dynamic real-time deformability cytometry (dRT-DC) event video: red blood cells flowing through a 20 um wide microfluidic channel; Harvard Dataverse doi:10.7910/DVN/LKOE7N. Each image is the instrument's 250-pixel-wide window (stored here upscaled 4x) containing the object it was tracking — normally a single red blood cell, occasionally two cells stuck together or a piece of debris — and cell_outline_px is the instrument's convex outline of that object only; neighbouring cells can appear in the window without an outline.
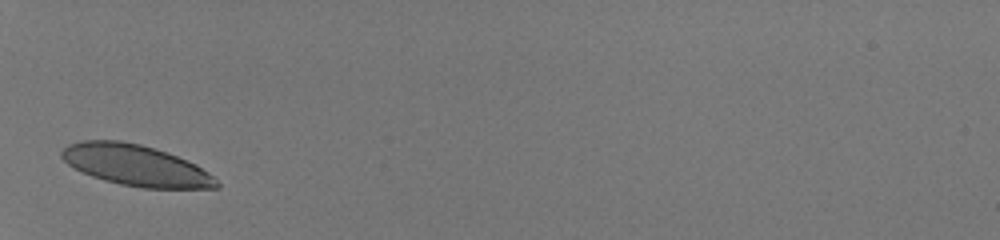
{"species": "human", "species_latin": "Homo sapiens", "temperature_condition": "room temperature", "stored_images_in_passage": 11, "camera_frame_rate_fps": 3000, "um_per_image_px": 0.085, "donor": {"sex": "male"}, "frame": {"image": 1, "passage_image": 1, "time_ms": 0.0, "image_size_px": [1000, 240], "cell_outline_px": [[220, 188], [144, 188], [120, 184], [104, 180], [92, 176], [68, 164], [60, 156], [60, 152], [68, 144], [80, 140], [120, 140], [140, 144], [176, 156], [196, 164], [208, 172], [220, 184]], "centroid_in_image_um": [11.52, 14.05], "position_along_channel_um": 73.5, "area_um2": 36.7}}
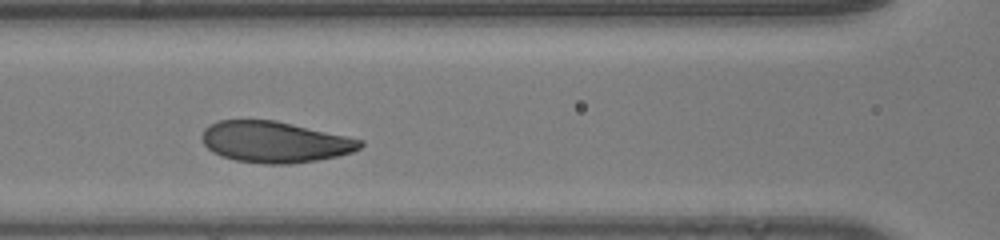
{"frame": {"image": 2, "passage_image": 7, "time_ms": 2.0, "image_size_px": [1000, 240], "cell_outline_px": [[364, 144], [360, 148], [352, 152], [336, 156], [316, 160], [288, 164], [264, 164], [236, 160], [220, 156], [212, 152], [204, 144], [200, 136], [204, 128], [208, 124], [220, 120], [276, 120], [348, 136], [364, 140]], "centroid_in_image_um": [23.34, 12.06], "position_along_channel_um": 143.3, "area_um2": 38.15}}